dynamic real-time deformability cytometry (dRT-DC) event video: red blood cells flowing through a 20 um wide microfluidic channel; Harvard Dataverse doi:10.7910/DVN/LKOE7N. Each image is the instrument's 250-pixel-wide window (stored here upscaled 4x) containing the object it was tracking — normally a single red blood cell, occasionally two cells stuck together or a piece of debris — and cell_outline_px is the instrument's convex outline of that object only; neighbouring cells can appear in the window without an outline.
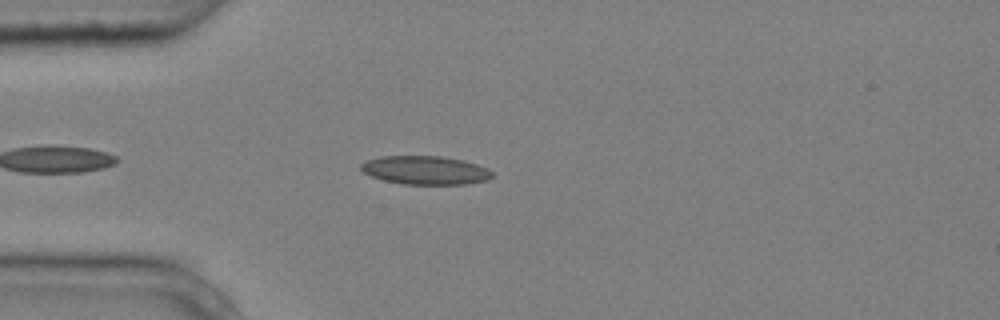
{"species": "common noctule bat (a hibernating species)", "species_latin": "Nyctalus noctula", "temperature_condition": "cold", "stored_images_in_passage": 4, "camera_frame_rate_fps": 3000, "um_per_image_px": 0.085, "animal": {"sex": "male", "body_mass_g": 20.4}, "frame": {"image": 1, "passage_image": 4, "time_ms": 1.0, "image_size_px": [1000, 320], "cell_outline_px": [[492, 176], [488, 180], [464, 184], [400, 184], [384, 180], [372, 176], [364, 172], [360, 168], [360, 164], [368, 160], [380, 156], [440, 156], [464, 160], [488, 168], [492, 172]], "centroid_in_image_um": [36.16, 14.46], "position_along_channel_um": 48.8, "area_um2": 21.79}}